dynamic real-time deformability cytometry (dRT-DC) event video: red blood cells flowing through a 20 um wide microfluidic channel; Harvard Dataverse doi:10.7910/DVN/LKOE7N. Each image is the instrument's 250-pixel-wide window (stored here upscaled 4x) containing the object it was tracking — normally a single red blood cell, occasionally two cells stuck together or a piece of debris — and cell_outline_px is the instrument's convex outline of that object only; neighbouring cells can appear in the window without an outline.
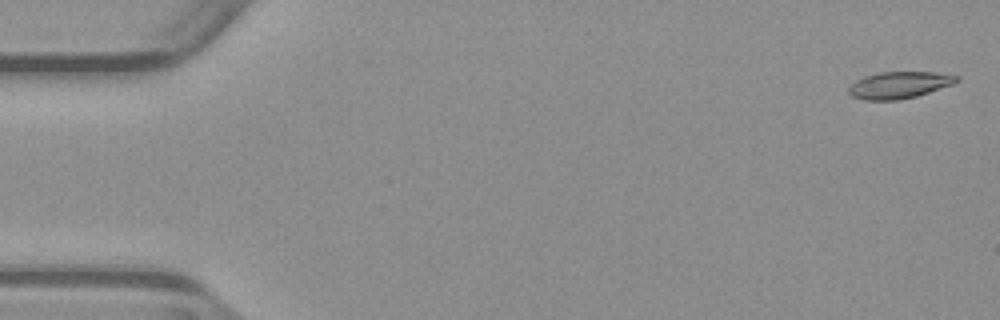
{"species": "common noctule bat (a hibernating species)", "species_latin": "Nyctalus noctula", "temperature_condition": "warm", "stored_images_in_passage": 11, "camera_frame_rate_fps": 3000, "um_per_image_px": 0.085, "animal": {"sex": "male", "body_mass_g": 23.1, "forearm_length_mm": 52.7}, "frame": {"image": 1, "passage_image": 2, "time_ms": 0.333, "image_size_px": [1000, 320], "cell_outline_px": [[960, 80], [952, 84], [916, 96], [900, 100], [864, 100], [852, 96], [848, 92], [848, 88], [856, 80], [864, 76], [880, 72], [936, 72], [960, 76]], "centroid_in_image_um": [76.42, 7.22], "position_along_channel_um": 8.6, "area_um2": 16.82}}